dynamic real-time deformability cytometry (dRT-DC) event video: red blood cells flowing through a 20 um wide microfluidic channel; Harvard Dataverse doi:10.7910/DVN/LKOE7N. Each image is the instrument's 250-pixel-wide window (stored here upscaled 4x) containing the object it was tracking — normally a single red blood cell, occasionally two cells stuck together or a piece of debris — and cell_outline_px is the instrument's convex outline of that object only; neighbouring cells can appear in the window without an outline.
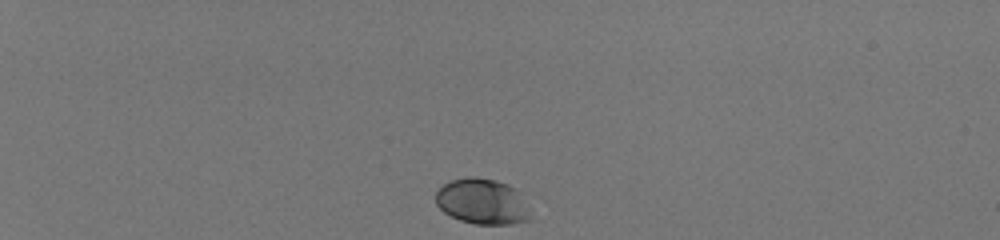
{"species": "human", "species_latin": "Homo sapiens", "temperature_condition": "room temperature", "stored_images_in_passage": 40, "camera_frame_rate_fps": 3000, "um_per_image_px": 0.085, "donor": {"sex": "male"}, "frame": {"image": 1, "passage_image": 1, "time_ms": 0.0, "image_size_px": [1000, 240], "cell_outline_px": [[532, 220], [512, 224], [476, 224], [460, 220], [444, 212], [436, 204], [436, 192], [448, 180], [468, 176], [476, 176], [496, 180], [508, 184], [516, 188]], "centroid_in_image_um": [40.96, 17.11], "position_along_channel_um": 44.0, "area_um2": 25.14}}
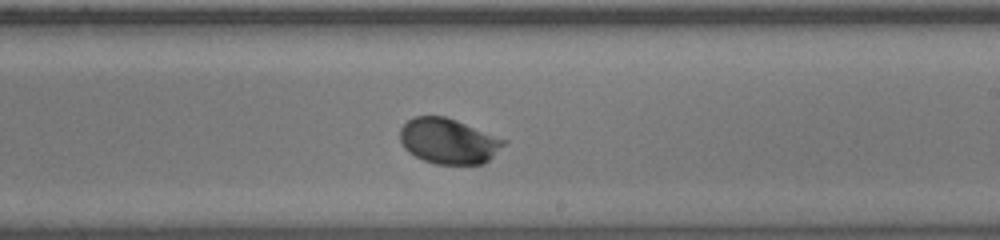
{"frame": {"image": 2, "passage_image": 23, "time_ms": 7.333, "image_size_px": [1000, 240], "cell_outline_px": [[508, 140], [484, 164], [436, 164], [424, 160], [408, 152], [404, 148], [400, 140], [400, 128], [412, 116], [444, 116], [456, 120]], "centroid_in_image_um": [38.1, 11.98], "position_along_channel_um": 250.9, "area_um2": 27.34}}
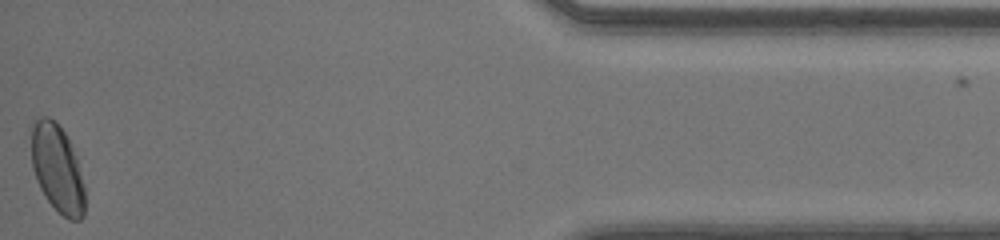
{"frame": {"image": 3, "passage_image": 40, "time_ms": 13.0, "image_size_px": [1000, 240], "cell_outline_px": [[84, 216], [80, 220], [68, 220], [44, 196], [36, 180], [32, 168], [28, 124], [32, 120], [40, 116], [48, 116], [64, 132], [76, 156], [84, 188]], "centroid_in_image_um": [4.8, 14.26], "position_along_channel_um": 430.4, "area_um2": 27.74}, "authors_computed_cell_mechanics": {"area_um2": 26.6458, "velocity_mm_per_s": 4.1002, "shape_relaxation_time_tau1_ms": 1.8607, "shape_relaxation_time_tau2_ms": null, "deformation_change_tau1": 0.1047, "deformation_change_tau2": null}}